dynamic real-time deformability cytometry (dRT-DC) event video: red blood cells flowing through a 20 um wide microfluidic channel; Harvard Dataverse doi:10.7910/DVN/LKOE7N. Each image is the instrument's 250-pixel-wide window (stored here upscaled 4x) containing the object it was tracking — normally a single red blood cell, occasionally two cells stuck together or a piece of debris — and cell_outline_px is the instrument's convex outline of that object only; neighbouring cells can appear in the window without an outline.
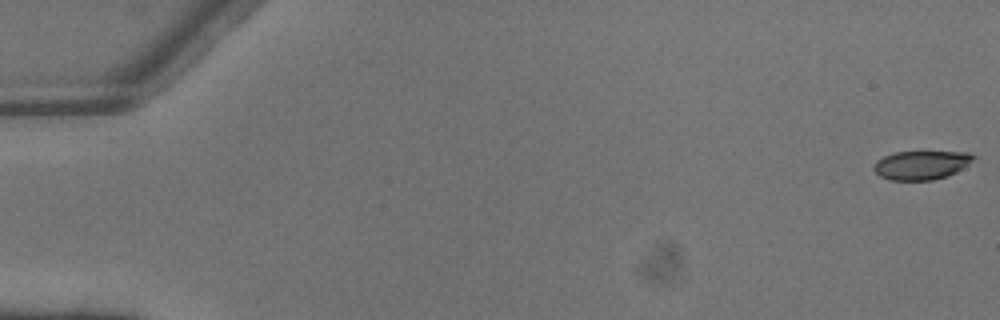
{"species": "common noctule bat (a hibernating species)", "species_latin": "Nyctalus noctula", "temperature_condition": "warm", "stored_images_in_passage": 5, "camera_frame_rate_fps": 3000, "um_per_image_px": 0.085, "animal": {"sex": "male", "body_mass_g": 13.3}, "frame": {"image": 1, "passage_image": 1, "time_ms": 0.0, "image_size_px": [1000, 320], "cell_outline_px": [[976, 156], [968, 164], [956, 172], [948, 176], [932, 180], [888, 180], [880, 176], [876, 172], [876, 160], [884, 156], [896, 152], [968, 152]], "centroid_in_image_um": [78.33, 14.03], "position_along_channel_um": 6.7, "area_um2": 16.53}}
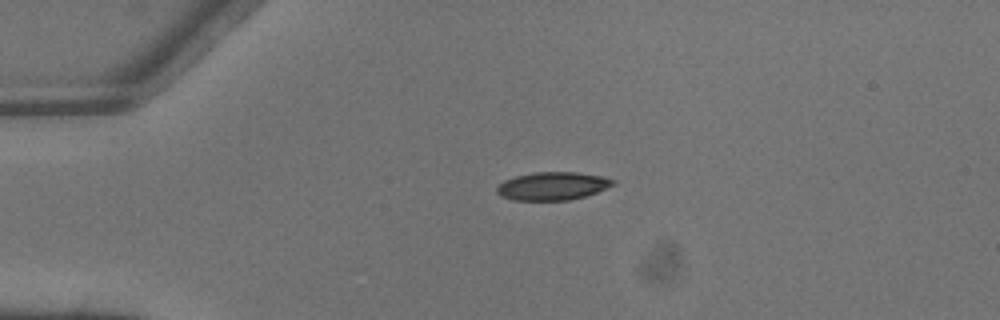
{"frame": {"image": 2, "passage_image": 4, "time_ms": 1.0, "image_size_px": [1000, 320], "cell_outline_px": [[616, 184], [596, 192], [584, 196], [568, 200], [512, 200], [500, 196], [496, 192], [496, 188], [504, 180], [516, 176], [532, 172], [576, 172], [604, 176], [616, 180]], "centroid_in_image_um": [46.97, 15.8], "position_along_channel_um": 38.0, "area_um2": 19.07}}